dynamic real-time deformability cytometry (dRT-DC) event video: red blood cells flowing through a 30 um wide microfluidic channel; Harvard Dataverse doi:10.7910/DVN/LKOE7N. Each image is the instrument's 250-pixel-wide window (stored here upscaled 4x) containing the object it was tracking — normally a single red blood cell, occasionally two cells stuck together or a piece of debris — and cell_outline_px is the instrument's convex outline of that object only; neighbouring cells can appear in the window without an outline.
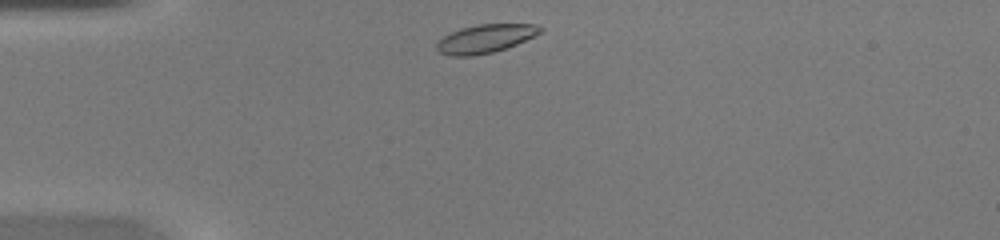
{"species": "common noctule bat (a hibernating species)", "species_latin": "Nyctalus noctula", "temperature_condition": "warm", "stored_images_in_passage": 38, "camera_frame_rate_fps": 3000, "um_per_image_px": 0.085, "animal": {"sex": "female", "body_mass_g": 20.0, "forearm_length_mm": 54.0}, "frame": {"image": 1, "passage_image": 1, "time_ms": 0.0, "image_size_px": [1000, 240], "cell_outline_px": [[544, 28], [540, 32], [516, 44], [492, 52], [472, 56], [452, 56], [440, 52], [436, 48], [436, 44], [444, 36], [460, 28], [476, 24], [536, 24]], "centroid_in_image_um": [41.23, 3.27], "position_along_channel_um": 43.8, "area_um2": 16.88}}
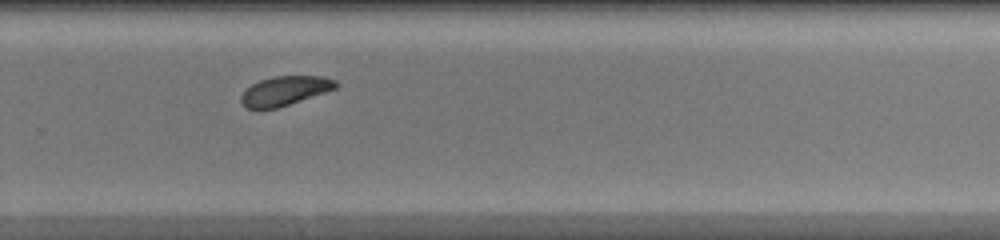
{"frame": {"image": 2, "passage_image": 22, "time_ms": 7.0, "image_size_px": [1000, 240], "cell_outline_px": [[340, 84], [336, 88], [276, 108], [244, 108], [240, 100], [240, 96], [252, 84], [260, 80], [272, 76], [324, 76], [336, 80]], "centroid_in_image_um": [24.21, 7.7], "position_along_channel_um": 305.6, "area_um2": 15.95}}
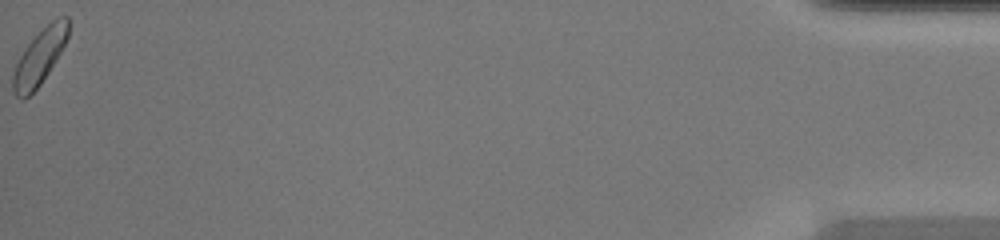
{"frame": {"image": 3, "passage_image": 38, "time_ms": 12.333, "image_size_px": [1000, 240], "cell_outline_px": [[68, 36], [56, 60], [40, 84], [24, 100], [20, 100], [16, 96], [12, 88], [12, 72], [20, 56], [28, 44], [52, 20], [60, 16], [68, 16]], "centroid_in_image_um": [3.34, 4.88], "position_along_channel_um": 431.9, "area_um2": 17.4}, "authors_computed_cell_mechanics": {"area_um2": 16.9065, "velocity_mm_per_s": 4.1676, "shape_relaxation_time_tau1_ms": 1.9403, "shape_relaxation_time_tau2_ms": 2.6329, "deformation_change_tau1": 0.0928, "deformation_change_tau2": 0.0764}}